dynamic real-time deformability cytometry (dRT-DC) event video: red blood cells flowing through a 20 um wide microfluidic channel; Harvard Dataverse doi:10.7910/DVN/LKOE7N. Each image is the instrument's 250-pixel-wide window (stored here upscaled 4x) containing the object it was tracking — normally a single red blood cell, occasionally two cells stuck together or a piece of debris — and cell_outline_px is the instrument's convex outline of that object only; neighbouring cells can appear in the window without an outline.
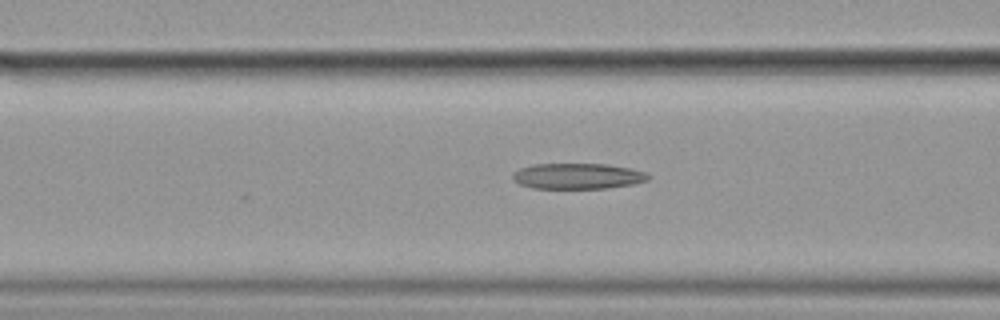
{"species": "common noctule bat (a hibernating species)", "species_latin": "Nyctalus noctula", "temperature_condition": "cold", "stored_images_in_passage": 19, "camera_frame_rate_fps": 3000, "um_per_image_px": 0.085, "animal": {"sex": "female", "body_mass_g": 19.9}, "frame": {"image": 1, "passage_image": 7, "time_ms": 2.0, "image_size_px": [1000, 320], "cell_outline_px": [[652, 176], [648, 180], [632, 184], [608, 188], [532, 188], [520, 184], [512, 180], [512, 172], [520, 168], [532, 164], [608, 164], [628, 168], [644, 172]], "centroid_in_image_um": [49.07, 14.97], "position_along_channel_um": 117.5, "area_um2": 20.35}}
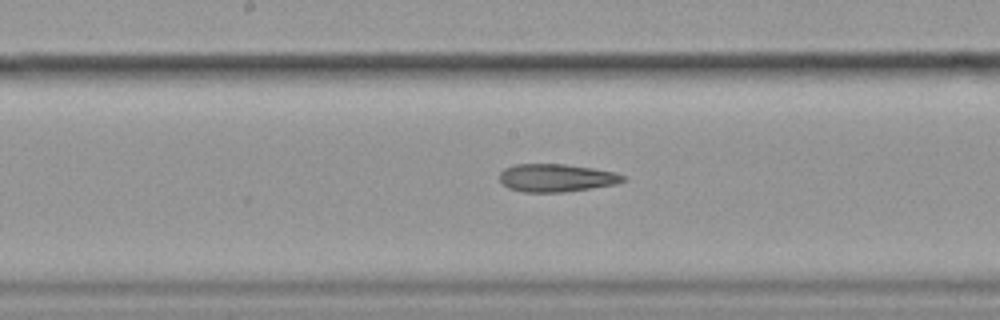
{"frame": {"image": 2, "passage_image": 14, "time_ms": 4.333, "image_size_px": [1000, 320], "cell_outline_px": [[628, 180], [616, 184], [564, 192], [524, 192], [508, 188], [500, 180], [500, 172], [504, 168], [512, 164], [564, 164], [592, 168], [616, 172], [624, 176]], "centroid_in_image_um": [47.29, 15.11], "position_along_channel_um": 200.9, "area_um2": 20.11}}
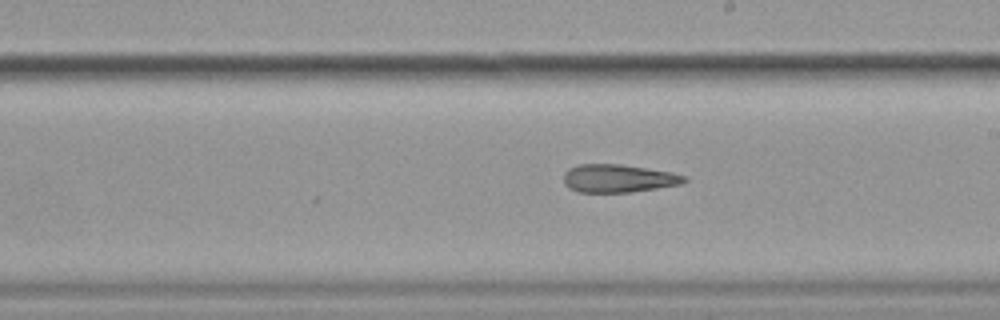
{"frame": {"image": 3, "passage_image": 17, "time_ms": 5.333, "image_size_px": [1000, 320], "cell_outline_px": [[688, 180], [680, 184], [632, 192], [576, 192], [568, 188], [564, 184], [564, 172], [568, 168], [580, 164], [620, 164], [672, 172], [684, 176]], "centroid_in_image_um": [52.51, 15.16], "position_along_channel_um": 236.5, "area_um2": 19.71}}